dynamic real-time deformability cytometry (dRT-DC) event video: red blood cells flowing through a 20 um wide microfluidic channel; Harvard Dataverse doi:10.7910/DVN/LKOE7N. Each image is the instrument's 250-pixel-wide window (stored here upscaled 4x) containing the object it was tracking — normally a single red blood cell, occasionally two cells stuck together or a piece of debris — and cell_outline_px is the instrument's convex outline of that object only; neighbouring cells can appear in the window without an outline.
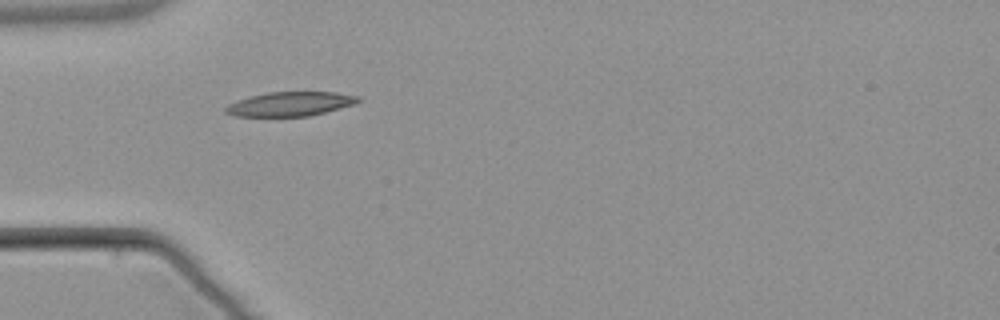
{"species": "common noctule bat (a hibernating species)", "species_latin": "Nyctalus noctula", "temperature_condition": "warm", "stored_images_in_passage": 7, "camera_frame_rate_fps": 3000, "um_per_image_px": 0.085, "animal": {"sex": "male", "body_mass_g": 21.5, "forearm_length_mm": 52.0}, "frame": {"image": 1, "passage_image": 4, "time_ms": 4.667, "image_size_px": [1000, 320], "cell_outline_px": [[360, 100], [356, 104], [308, 116], [236, 116], [224, 112], [224, 108], [228, 104], [236, 100], [268, 92], [336, 92], [360, 96]], "centroid_in_image_um": [24.67, 8.83], "position_along_channel_um": 60.3, "area_um2": 18.67}}
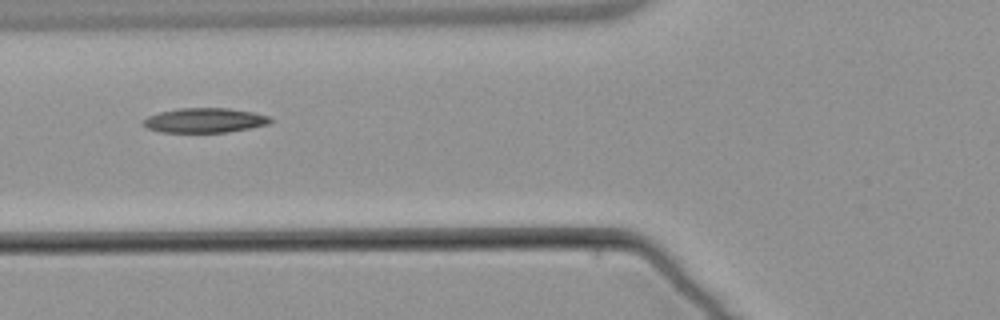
{"frame": {"image": 2, "passage_image": 5, "time_ms": 6.0, "image_size_px": [1000, 320], "cell_outline_px": [[272, 120], [268, 124], [228, 132], [160, 132], [148, 128], [140, 124], [140, 120], [148, 116], [160, 112], [180, 108], [228, 108], [252, 112], [272, 116]], "centroid_in_image_um": [17.36, 10.23], "position_along_channel_um": 108.4, "area_um2": 18.32}}